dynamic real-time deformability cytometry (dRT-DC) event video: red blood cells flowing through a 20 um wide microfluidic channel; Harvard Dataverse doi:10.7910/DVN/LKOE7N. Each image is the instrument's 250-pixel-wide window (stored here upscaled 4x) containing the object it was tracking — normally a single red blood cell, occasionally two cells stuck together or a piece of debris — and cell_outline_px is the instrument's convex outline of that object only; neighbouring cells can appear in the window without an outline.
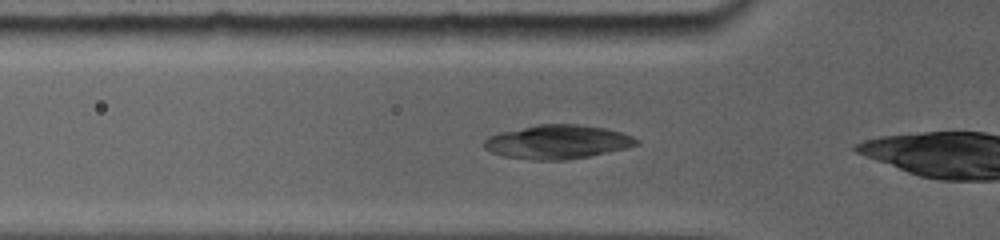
{"species": "common noctule bat (a hibernating species)", "species_latin": "Nyctalus noctula", "temperature_condition": "room temperature", "stored_images_in_passage": 26, "camera_frame_rate_fps": 5000, "um_per_image_px": 0.085, "animal": {"sex": "female", "body_mass_g": 19.0, "forearm_length_mm": 56.7}, "frame": {"image": 1, "passage_image": 3, "time_ms": 0.8, "image_size_px": [1000, 240], "cell_outline_px": [[640, 140], [636, 144], [624, 148], [588, 156], [568, 160], [532, 160], [504, 156], [492, 152], [484, 148], [484, 140], [488, 136], [504, 132], [540, 124], [576, 124], [604, 128], [620, 132], [632, 136]], "centroid_in_image_um": [47.37, 12.07], "position_along_channel_um": 78.4, "area_um2": 29.59}}
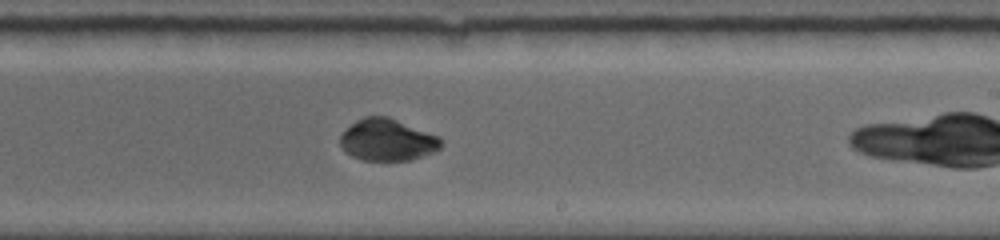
{"frame": {"image": 2, "passage_image": 15, "time_ms": 5.4, "image_size_px": [1000, 240], "cell_outline_px": [[444, 140], [440, 148], [432, 152], [408, 160], [360, 160], [352, 156], [340, 144], [340, 136], [356, 120], [364, 116], [388, 116], [440, 136]], "centroid_in_image_um": [32.95, 11.88], "position_along_channel_um": 256.0, "area_um2": 24.45}}
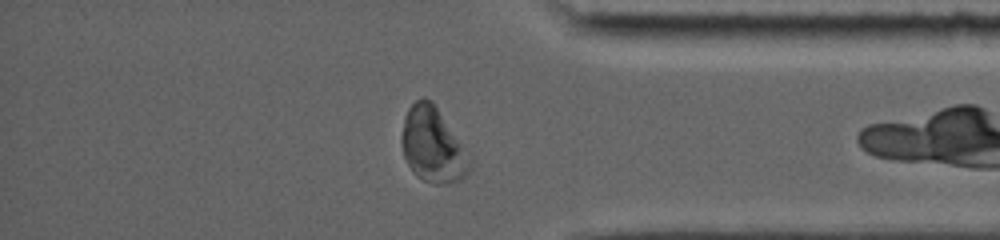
{"frame": {"image": 3, "passage_image": 25, "time_ms": 9.2, "image_size_px": [1000, 240], "cell_outline_px": [[472, 168], [460, 180], [444, 184], [432, 184], [416, 176], [412, 172], [404, 156], [400, 144], [400, 136], [404, 116], [408, 108], [416, 100], [424, 96], [432, 100], [472, 160]], "centroid_in_image_um": [36.75, 12.33], "position_along_channel_um": 398.4, "area_um2": 29.94}, "authors_computed_cell_mechanics": {"area_um2": 26.299, "velocity_mm_per_s": 3.8561, "shape_relaxation_time_tau1_ms": 5.8148, "shape_relaxation_time_tau2_ms": 1.099, "deformation_change_tau1": 0.296, "deformation_change_tau2": 0.0274}}